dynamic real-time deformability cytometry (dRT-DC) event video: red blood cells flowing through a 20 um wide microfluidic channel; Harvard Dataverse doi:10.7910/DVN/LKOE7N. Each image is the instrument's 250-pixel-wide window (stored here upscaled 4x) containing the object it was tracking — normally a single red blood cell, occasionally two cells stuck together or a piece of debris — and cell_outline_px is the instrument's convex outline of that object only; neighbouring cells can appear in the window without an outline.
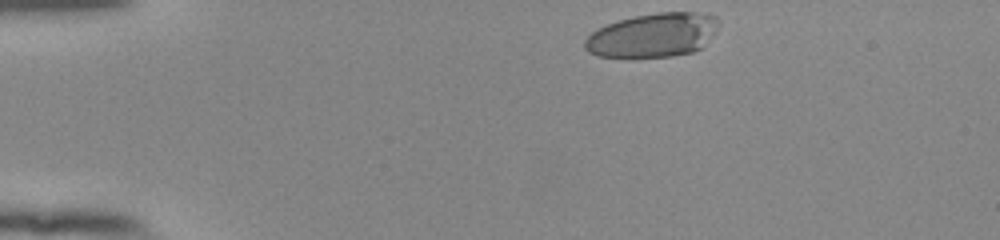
{"species": "human", "species_latin": "Homo sapiens", "temperature_condition": "room temperature", "stored_images_in_passage": 40, "camera_frame_rate_fps": 3000, "um_per_image_px": 0.085, "donor": {"sex": "female"}, "frame": {"image": 1, "passage_image": 1, "time_ms": 0.0, "image_size_px": [1000, 240], "cell_outline_px": [[720, 24], [716, 32], [700, 48], [692, 52], [672, 56], [596, 56], [588, 52], [584, 48], [584, 40], [592, 32], [608, 24], [632, 16], [660, 12], [708, 12], [716, 16], [720, 20]], "centroid_in_image_um": [55.55, 2.96], "position_along_channel_um": 29.4, "area_um2": 34.33}}
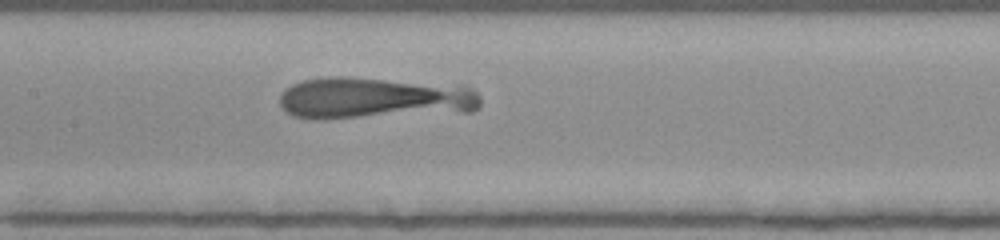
{"frame": {"image": 2, "passage_image": 18, "time_ms": 5.667, "image_size_px": [1000, 240], "cell_outline_px": [[480, 108], [472, 112], [328, 120], [312, 120], [292, 116], [284, 112], [280, 104], [280, 92], [284, 88], [292, 84], [304, 80], [328, 76], [344, 76], [468, 84], [480, 96]], "centroid_in_image_um": [31.85, 8.35], "position_along_channel_um": 175.6, "area_um2": 51.21}}
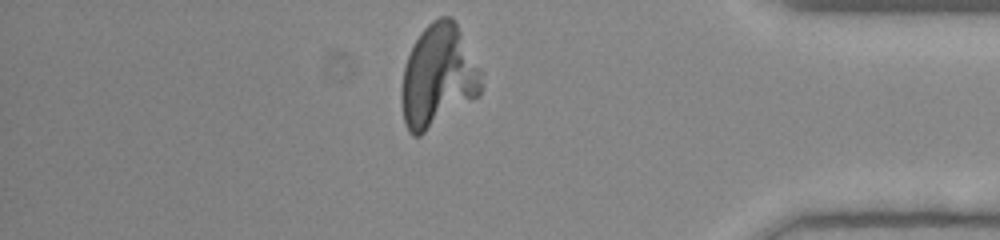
{"frame": {"image": 3, "passage_image": 37, "time_ms": 12.0, "image_size_px": [1000, 240], "cell_outline_px": [[484, 72], [480, 96], [420, 136], [412, 136], [408, 132], [404, 124], [400, 100], [400, 88], [404, 68], [408, 56], [420, 32], [432, 20], [440, 16], [452, 16]], "centroid_in_image_um": [37.26, 6.51], "position_along_channel_um": 397.9, "area_um2": 48.67}}